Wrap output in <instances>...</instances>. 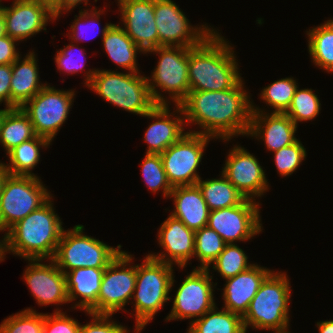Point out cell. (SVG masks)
<instances>
[{
  "instance_id": "1",
  "label": "cell",
  "mask_w": 333,
  "mask_h": 333,
  "mask_svg": "<svg viewBox=\"0 0 333 333\" xmlns=\"http://www.w3.org/2000/svg\"><path fill=\"white\" fill-rule=\"evenodd\" d=\"M241 79L234 87L223 91H189L180 104L185 124L198 125L202 130L192 131L229 141L234 136H247L252 102Z\"/></svg>"
},
{
  "instance_id": "2",
  "label": "cell",
  "mask_w": 333,
  "mask_h": 333,
  "mask_svg": "<svg viewBox=\"0 0 333 333\" xmlns=\"http://www.w3.org/2000/svg\"><path fill=\"white\" fill-rule=\"evenodd\" d=\"M228 42L214 30L199 45L188 48L190 91H223L242 79L234 47Z\"/></svg>"
},
{
  "instance_id": "3",
  "label": "cell",
  "mask_w": 333,
  "mask_h": 333,
  "mask_svg": "<svg viewBox=\"0 0 333 333\" xmlns=\"http://www.w3.org/2000/svg\"><path fill=\"white\" fill-rule=\"evenodd\" d=\"M52 197L13 225L5 234V253L25 260L53 259L64 228Z\"/></svg>"
},
{
  "instance_id": "4",
  "label": "cell",
  "mask_w": 333,
  "mask_h": 333,
  "mask_svg": "<svg viewBox=\"0 0 333 333\" xmlns=\"http://www.w3.org/2000/svg\"><path fill=\"white\" fill-rule=\"evenodd\" d=\"M85 74V86L129 113L143 116L157 105L150 92L148 77L140 73L95 68Z\"/></svg>"
},
{
  "instance_id": "5",
  "label": "cell",
  "mask_w": 333,
  "mask_h": 333,
  "mask_svg": "<svg viewBox=\"0 0 333 333\" xmlns=\"http://www.w3.org/2000/svg\"><path fill=\"white\" fill-rule=\"evenodd\" d=\"M173 269L171 264L158 261L148 254L140 265H136V283L132 297L135 301V333H140L164 304L172 299L169 292L175 281Z\"/></svg>"
},
{
  "instance_id": "6",
  "label": "cell",
  "mask_w": 333,
  "mask_h": 333,
  "mask_svg": "<svg viewBox=\"0 0 333 333\" xmlns=\"http://www.w3.org/2000/svg\"><path fill=\"white\" fill-rule=\"evenodd\" d=\"M290 286L287 274L282 271H273L263 281L242 317L246 332L249 326L274 333L289 328Z\"/></svg>"
},
{
  "instance_id": "7",
  "label": "cell",
  "mask_w": 333,
  "mask_h": 333,
  "mask_svg": "<svg viewBox=\"0 0 333 333\" xmlns=\"http://www.w3.org/2000/svg\"><path fill=\"white\" fill-rule=\"evenodd\" d=\"M158 54L148 85L154 102L157 105H169L162 92L169 93V100L180 105L190 91L188 78V48L181 46H159L149 51ZM157 87V88H156ZM162 90L161 93L157 89Z\"/></svg>"
},
{
  "instance_id": "8",
  "label": "cell",
  "mask_w": 333,
  "mask_h": 333,
  "mask_svg": "<svg viewBox=\"0 0 333 333\" xmlns=\"http://www.w3.org/2000/svg\"><path fill=\"white\" fill-rule=\"evenodd\" d=\"M83 230V225L63 230L53 260L64 274L81 267L106 268L122 251L121 245L111 247Z\"/></svg>"
},
{
  "instance_id": "9",
  "label": "cell",
  "mask_w": 333,
  "mask_h": 333,
  "mask_svg": "<svg viewBox=\"0 0 333 333\" xmlns=\"http://www.w3.org/2000/svg\"><path fill=\"white\" fill-rule=\"evenodd\" d=\"M51 196L39 177L8 174L0 195L1 230L6 233Z\"/></svg>"
},
{
  "instance_id": "10",
  "label": "cell",
  "mask_w": 333,
  "mask_h": 333,
  "mask_svg": "<svg viewBox=\"0 0 333 333\" xmlns=\"http://www.w3.org/2000/svg\"><path fill=\"white\" fill-rule=\"evenodd\" d=\"M133 259L128 252L121 251L105 268L97 303L87 314L113 315L130 302L136 283V265L128 266Z\"/></svg>"
},
{
  "instance_id": "11",
  "label": "cell",
  "mask_w": 333,
  "mask_h": 333,
  "mask_svg": "<svg viewBox=\"0 0 333 333\" xmlns=\"http://www.w3.org/2000/svg\"><path fill=\"white\" fill-rule=\"evenodd\" d=\"M74 93V90H60L47 84L20 107L29 117L37 136L47 138L52 143L67 120Z\"/></svg>"
},
{
  "instance_id": "12",
  "label": "cell",
  "mask_w": 333,
  "mask_h": 333,
  "mask_svg": "<svg viewBox=\"0 0 333 333\" xmlns=\"http://www.w3.org/2000/svg\"><path fill=\"white\" fill-rule=\"evenodd\" d=\"M213 137L200 133H185L176 143L160 154L167 179L172 187L195 185L204 148Z\"/></svg>"
},
{
  "instance_id": "13",
  "label": "cell",
  "mask_w": 333,
  "mask_h": 333,
  "mask_svg": "<svg viewBox=\"0 0 333 333\" xmlns=\"http://www.w3.org/2000/svg\"><path fill=\"white\" fill-rule=\"evenodd\" d=\"M212 279L210 268H194L177 289L166 321L191 319V323L211 310L216 305L213 287L217 285L213 286Z\"/></svg>"
},
{
  "instance_id": "14",
  "label": "cell",
  "mask_w": 333,
  "mask_h": 333,
  "mask_svg": "<svg viewBox=\"0 0 333 333\" xmlns=\"http://www.w3.org/2000/svg\"><path fill=\"white\" fill-rule=\"evenodd\" d=\"M154 15L159 46L192 48L215 30L206 24L190 25L189 19L172 0H154Z\"/></svg>"
},
{
  "instance_id": "15",
  "label": "cell",
  "mask_w": 333,
  "mask_h": 333,
  "mask_svg": "<svg viewBox=\"0 0 333 333\" xmlns=\"http://www.w3.org/2000/svg\"><path fill=\"white\" fill-rule=\"evenodd\" d=\"M259 202L245 199L241 204L209 212L207 226L226 244L247 241L262 232Z\"/></svg>"
},
{
  "instance_id": "16",
  "label": "cell",
  "mask_w": 333,
  "mask_h": 333,
  "mask_svg": "<svg viewBox=\"0 0 333 333\" xmlns=\"http://www.w3.org/2000/svg\"><path fill=\"white\" fill-rule=\"evenodd\" d=\"M222 174L245 199L256 201V197H261L269 189L265 171L258 159L240 145H233L228 153Z\"/></svg>"
},
{
  "instance_id": "17",
  "label": "cell",
  "mask_w": 333,
  "mask_h": 333,
  "mask_svg": "<svg viewBox=\"0 0 333 333\" xmlns=\"http://www.w3.org/2000/svg\"><path fill=\"white\" fill-rule=\"evenodd\" d=\"M28 261L23 279L38 305L69 303L66 276L55 261L49 259V264L42 263L43 259H28Z\"/></svg>"
},
{
  "instance_id": "18",
  "label": "cell",
  "mask_w": 333,
  "mask_h": 333,
  "mask_svg": "<svg viewBox=\"0 0 333 333\" xmlns=\"http://www.w3.org/2000/svg\"><path fill=\"white\" fill-rule=\"evenodd\" d=\"M123 29L143 51L159 47L158 30L154 15V0H117Z\"/></svg>"
},
{
  "instance_id": "19",
  "label": "cell",
  "mask_w": 333,
  "mask_h": 333,
  "mask_svg": "<svg viewBox=\"0 0 333 333\" xmlns=\"http://www.w3.org/2000/svg\"><path fill=\"white\" fill-rule=\"evenodd\" d=\"M5 19L6 33L10 38L24 41L47 30L48 22L57 20L45 5L34 0H13L11 7L0 6Z\"/></svg>"
},
{
  "instance_id": "20",
  "label": "cell",
  "mask_w": 333,
  "mask_h": 333,
  "mask_svg": "<svg viewBox=\"0 0 333 333\" xmlns=\"http://www.w3.org/2000/svg\"><path fill=\"white\" fill-rule=\"evenodd\" d=\"M158 242L163 252L148 255L158 261L184 268L194 258L195 231L181 220L169 215L158 230Z\"/></svg>"
},
{
  "instance_id": "21",
  "label": "cell",
  "mask_w": 333,
  "mask_h": 333,
  "mask_svg": "<svg viewBox=\"0 0 333 333\" xmlns=\"http://www.w3.org/2000/svg\"><path fill=\"white\" fill-rule=\"evenodd\" d=\"M175 107L174 114L170 113L168 105H156L150 112L143 115V117L156 119L144 133V142L148 144L145 154H161L187 133L184 132L186 124L183 110L180 105ZM175 112L180 115L175 116Z\"/></svg>"
},
{
  "instance_id": "22",
  "label": "cell",
  "mask_w": 333,
  "mask_h": 333,
  "mask_svg": "<svg viewBox=\"0 0 333 333\" xmlns=\"http://www.w3.org/2000/svg\"><path fill=\"white\" fill-rule=\"evenodd\" d=\"M252 103L250 128L251 137L263 140L267 150L274 152L291 145L298 139L295 137L297 125L286 113H266Z\"/></svg>"
},
{
  "instance_id": "23",
  "label": "cell",
  "mask_w": 333,
  "mask_h": 333,
  "mask_svg": "<svg viewBox=\"0 0 333 333\" xmlns=\"http://www.w3.org/2000/svg\"><path fill=\"white\" fill-rule=\"evenodd\" d=\"M272 272L266 267L253 264L236 276L225 279L222 308L243 317L261 284Z\"/></svg>"
},
{
  "instance_id": "24",
  "label": "cell",
  "mask_w": 333,
  "mask_h": 333,
  "mask_svg": "<svg viewBox=\"0 0 333 333\" xmlns=\"http://www.w3.org/2000/svg\"><path fill=\"white\" fill-rule=\"evenodd\" d=\"M169 197L173 199L175 207L171 216L194 231L207 226L210 210L197 184L175 186Z\"/></svg>"
},
{
  "instance_id": "25",
  "label": "cell",
  "mask_w": 333,
  "mask_h": 333,
  "mask_svg": "<svg viewBox=\"0 0 333 333\" xmlns=\"http://www.w3.org/2000/svg\"><path fill=\"white\" fill-rule=\"evenodd\" d=\"M24 57L21 59L19 56L12 63L11 109L21 107L47 85V83L43 84L39 81V68L35 52L30 51Z\"/></svg>"
},
{
  "instance_id": "26",
  "label": "cell",
  "mask_w": 333,
  "mask_h": 333,
  "mask_svg": "<svg viewBox=\"0 0 333 333\" xmlns=\"http://www.w3.org/2000/svg\"><path fill=\"white\" fill-rule=\"evenodd\" d=\"M104 272L105 268L81 267L65 274L69 303L81 297L73 309L87 313L97 303Z\"/></svg>"
},
{
  "instance_id": "27",
  "label": "cell",
  "mask_w": 333,
  "mask_h": 333,
  "mask_svg": "<svg viewBox=\"0 0 333 333\" xmlns=\"http://www.w3.org/2000/svg\"><path fill=\"white\" fill-rule=\"evenodd\" d=\"M101 31L103 47L113 63L132 73H140L137 54L143 51L133 42L120 26L106 23Z\"/></svg>"
},
{
  "instance_id": "28",
  "label": "cell",
  "mask_w": 333,
  "mask_h": 333,
  "mask_svg": "<svg viewBox=\"0 0 333 333\" xmlns=\"http://www.w3.org/2000/svg\"><path fill=\"white\" fill-rule=\"evenodd\" d=\"M51 142L44 137L36 136L21 143L7 153L9 164L2 163L11 175L36 176L32 169L40 161V148L49 147Z\"/></svg>"
},
{
  "instance_id": "29",
  "label": "cell",
  "mask_w": 333,
  "mask_h": 333,
  "mask_svg": "<svg viewBox=\"0 0 333 333\" xmlns=\"http://www.w3.org/2000/svg\"><path fill=\"white\" fill-rule=\"evenodd\" d=\"M201 179L196 184L210 211L237 206L245 200V197L222 173L220 178Z\"/></svg>"
},
{
  "instance_id": "30",
  "label": "cell",
  "mask_w": 333,
  "mask_h": 333,
  "mask_svg": "<svg viewBox=\"0 0 333 333\" xmlns=\"http://www.w3.org/2000/svg\"><path fill=\"white\" fill-rule=\"evenodd\" d=\"M215 305L202 317L190 323L186 333H246L242 316Z\"/></svg>"
},
{
  "instance_id": "31",
  "label": "cell",
  "mask_w": 333,
  "mask_h": 333,
  "mask_svg": "<svg viewBox=\"0 0 333 333\" xmlns=\"http://www.w3.org/2000/svg\"><path fill=\"white\" fill-rule=\"evenodd\" d=\"M36 136L33 124L20 107L6 112L0 128V143L6 154Z\"/></svg>"
},
{
  "instance_id": "32",
  "label": "cell",
  "mask_w": 333,
  "mask_h": 333,
  "mask_svg": "<svg viewBox=\"0 0 333 333\" xmlns=\"http://www.w3.org/2000/svg\"><path fill=\"white\" fill-rule=\"evenodd\" d=\"M308 37V50L311 62L315 66L333 73V19L326 20L309 31H306Z\"/></svg>"
},
{
  "instance_id": "33",
  "label": "cell",
  "mask_w": 333,
  "mask_h": 333,
  "mask_svg": "<svg viewBox=\"0 0 333 333\" xmlns=\"http://www.w3.org/2000/svg\"><path fill=\"white\" fill-rule=\"evenodd\" d=\"M226 243L222 237L208 226L195 231V251L194 256L200 261L197 268L207 269L212 267L211 263L223 251Z\"/></svg>"
},
{
  "instance_id": "34",
  "label": "cell",
  "mask_w": 333,
  "mask_h": 333,
  "mask_svg": "<svg viewBox=\"0 0 333 333\" xmlns=\"http://www.w3.org/2000/svg\"><path fill=\"white\" fill-rule=\"evenodd\" d=\"M297 87L298 83L293 77L281 78L264 87L260 98L274 109L272 113H286Z\"/></svg>"
},
{
  "instance_id": "35",
  "label": "cell",
  "mask_w": 333,
  "mask_h": 333,
  "mask_svg": "<svg viewBox=\"0 0 333 333\" xmlns=\"http://www.w3.org/2000/svg\"><path fill=\"white\" fill-rule=\"evenodd\" d=\"M212 264V269L224 279L234 277L253 265L248 263V256L236 243L226 244Z\"/></svg>"
},
{
  "instance_id": "36",
  "label": "cell",
  "mask_w": 333,
  "mask_h": 333,
  "mask_svg": "<svg viewBox=\"0 0 333 333\" xmlns=\"http://www.w3.org/2000/svg\"><path fill=\"white\" fill-rule=\"evenodd\" d=\"M321 103L313 90L296 88L292 103L286 114L298 126V122L310 121L319 115Z\"/></svg>"
},
{
  "instance_id": "37",
  "label": "cell",
  "mask_w": 333,
  "mask_h": 333,
  "mask_svg": "<svg viewBox=\"0 0 333 333\" xmlns=\"http://www.w3.org/2000/svg\"><path fill=\"white\" fill-rule=\"evenodd\" d=\"M145 184L152 192H163V197L169 198L173 187L167 179L160 154H146L141 165Z\"/></svg>"
},
{
  "instance_id": "38",
  "label": "cell",
  "mask_w": 333,
  "mask_h": 333,
  "mask_svg": "<svg viewBox=\"0 0 333 333\" xmlns=\"http://www.w3.org/2000/svg\"><path fill=\"white\" fill-rule=\"evenodd\" d=\"M44 313L26 308L4 319L0 325V333H43Z\"/></svg>"
},
{
  "instance_id": "39",
  "label": "cell",
  "mask_w": 333,
  "mask_h": 333,
  "mask_svg": "<svg viewBox=\"0 0 333 333\" xmlns=\"http://www.w3.org/2000/svg\"><path fill=\"white\" fill-rule=\"evenodd\" d=\"M273 153L277 171L283 177L293 174L307 156L306 148L300 140Z\"/></svg>"
},
{
  "instance_id": "40",
  "label": "cell",
  "mask_w": 333,
  "mask_h": 333,
  "mask_svg": "<svg viewBox=\"0 0 333 333\" xmlns=\"http://www.w3.org/2000/svg\"><path fill=\"white\" fill-rule=\"evenodd\" d=\"M96 8L97 7L95 6V8L93 7L92 10H90V11L87 9L86 10L81 9L79 11V16L75 15L76 18L74 19V22H72L71 27H70L71 33H68V35H70L69 39H72L71 42H73V43L75 42L78 44L81 41L82 37L84 35H86L88 31L91 30L90 34H92V33H94L92 31H96V28H97V30H98V28H100V27H97V26H100V23H99L100 15H102L104 13V11H106V10H103V9L97 10ZM86 30H87V32H86ZM83 33H84V35H83ZM81 35H83V36H81ZM83 39H84V37H83Z\"/></svg>"
},
{
  "instance_id": "41",
  "label": "cell",
  "mask_w": 333,
  "mask_h": 333,
  "mask_svg": "<svg viewBox=\"0 0 333 333\" xmlns=\"http://www.w3.org/2000/svg\"><path fill=\"white\" fill-rule=\"evenodd\" d=\"M77 48L79 49V46H76L73 44V42H70V44L66 45L64 48H61L60 51H57L54 59L57 64L58 71H64L66 74H76L80 72V70L81 72L83 71V68L85 67L84 60L86 61V51H83V49L80 48L79 50H81V52L79 54H81V58L78 57L77 59V55L74 56L73 54Z\"/></svg>"
},
{
  "instance_id": "42",
  "label": "cell",
  "mask_w": 333,
  "mask_h": 333,
  "mask_svg": "<svg viewBox=\"0 0 333 333\" xmlns=\"http://www.w3.org/2000/svg\"><path fill=\"white\" fill-rule=\"evenodd\" d=\"M57 308L54 313H44L43 333H78L81 324Z\"/></svg>"
},
{
  "instance_id": "43",
  "label": "cell",
  "mask_w": 333,
  "mask_h": 333,
  "mask_svg": "<svg viewBox=\"0 0 333 333\" xmlns=\"http://www.w3.org/2000/svg\"><path fill=\"white\" fill-rule=\"evenodd\" d=\"M89 316L92 317L91 321L81 325L78 333H130L125 326L111 321L112 315L89 314Z\"/></svg>"
},
{
  "instance_id": "44",
  "label": "cell",
  "mask_w": 333,
  "mask_h": 333,
  "mask_svg": "<svg viewBox=\"0 0 333 333\" xmlns=\"http://www.w3.org/2000/svg\"><path fill=\"white\" fill-rule=\"evenodd\" d=\"M11 77L12 64H0V104L4 102L5 107L11 109Z\"/></svg>"
},
{
  "instance_id": "45",
  "label": "cell",
  "mask_w": 333,
  "mask_h": 333,
  "mask_svg": "<svg viewBox=\"0 0 333 333\" xmlns=\"http://www.w3.org/2000/svg\"><path fill=\"white\" fill-rule=\"evenodd\" d=\"M17 42L8 35L0 37V64H12L21 56L16 49Z\"/></svg>"
},
{
  "instance_id": "46",
  "label": "cell",
  "mask_w": 333,
  "mask_h": 333,
  "mask_svg": "<svg viewBox=\"0 0 333 333\" xmlns=\"http://www.w3.org/2000/svg\"><path fill=\"white\" fill-rule=\"evenodd\" d=\"M88 1L89 0H60V16L61 14L63 15L64 12L66 13L73 10L77 5H80V3L83 4L84 2L85 5H87Z\"/></svg>"
},
{
  "instance_id": "47",
  "label": "cell",
  "mask_w": 333,
  "mask_h": 333,
  "mask_svg": "<svg viewBox=\"0 0 333 333\" xmlns=\"http://www.w3.org/2000/svg\"><path fill=\"white\" fill-rule=\"evenodd\" d=\"M47 6L56 18L60 17V0H34Z\"/></svg>"
},
{
  "instance_id": "48",
  "label": "cell",
  "mask_w": 333,
  "mask_h": 333,
  "mask_svg": "<svg viewBox=\"0 0 333 333\" xmlns=\"http://www.w3.org/2000/svg\"><path fill=\"white\" fill-rule=\"evenodd\" d=\"M319 333H333V320L317 322Z\"/></svg>"
},
{
  "instance_id": "49",
  "label": "cell",
  "mask_w": 333,
  "mask_h": 333,
  "mask_svg": "<svg viewBox=\"0 0 333 333\" xmlns=\"http://www.w3.org/2000/svg\"><path fill=\"white\" fill-rule=\"evenodd\" d=\"M8 174L9 173L6 171V169L2 165V162H0V195H1L2 187H3V183Z\"/></svg>"
},
{
  "instance_id": "50",
  "label": "cell",
  "mask_w": 333,
  "mask_h": 333,
  "mask_svg": "<svg viewBox=\"0 0 333 333\" xmlns=\"http://www.w3.org/2000/svg\"><path fill=\"white\" fill-rule=\"evenodd\" d=\"M7 35L6 33V26H5V19L3 17V11L0 8V37Z\"/></svg>"
},
{
  "instance_id": "51",
  "label": "cell",
  "mask_w": 333,
  "mask_h": 333,
  "mask_svg": "<svg viewBox=\"0 0 333 333\" xmlns=\"http://www.w3.org/2000/svg\"><path fill=\"white\" fill-rule=\"evenodd\" d=\"M0 232H2L1 228H0ZM6 256L5 253V238H3L2 240H0V262L4 261Z\"/></svg>"
},
{
  "instance_id": "52",
  "label": "cell",
  "mask_w": 333,
  "mask_h": 333,
  "mask_svg": "<svg viewBox=\"0 0 333 333\" xmlns=\"http://www.w3.org/2000/svg\"><path fill=\"white\" fill-rule=\"evenodd\" d=\"M10 108L8 107H5L4 109H0V128H1V124H2V121L4 119V116L6 114V112L9 110Z\"/></svg>"
},
{
  "instance_id": "53",
  "label": "cell",
  "mask_w": 333,
  "mask_h": 333,
  "mask_svg": "<svg viewBox=\"0 0 333 333\" xmlns=\"http://www.w3.org/2000/svg\"><path fill=\"white\" fill-rule=\"evenodd\" d=\"M275 333H290L288 330H283V331H279V332H275Z\"/></svg>"
}]
</instances>
